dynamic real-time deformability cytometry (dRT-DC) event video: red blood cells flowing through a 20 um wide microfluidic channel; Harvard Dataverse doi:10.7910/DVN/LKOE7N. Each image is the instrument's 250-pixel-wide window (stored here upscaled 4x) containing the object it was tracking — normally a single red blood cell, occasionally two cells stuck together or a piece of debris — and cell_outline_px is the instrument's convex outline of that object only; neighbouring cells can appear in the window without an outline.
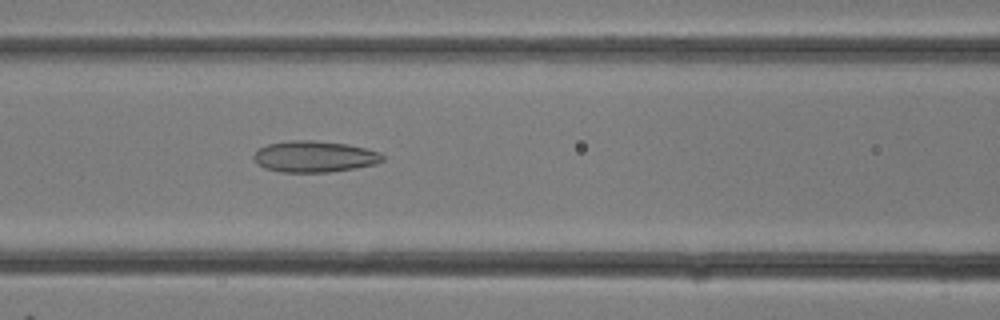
{"species": "common noctule bat (a hibernating species)", "species_latin": "Nyctalus noctula", "temperature_condition": "room temperature", "stored_images_in_passage": 13, "camera_frame_rate_fps": 3000, "um_per_image_px": 0.085, "animal": {"sex": "female"}, "frame": {"image": 1, "passage_image": 13, "time_ms": 4.0, "image_size_px": [1000, 320], "cell_outline_px": [[384, 160], [376, 164], [356, 168], [328, 172], [280, 172], [264, 168], [256, 164], [252, 156], [260, 148], [268, 144], [288, 140], [312, 140], [348, 144], [380, 152], [384, 156]], "centroid_in_image_um": [26.72, 13.31], "position_along_channel_um": 139.9, "area_um2": 23.64}}